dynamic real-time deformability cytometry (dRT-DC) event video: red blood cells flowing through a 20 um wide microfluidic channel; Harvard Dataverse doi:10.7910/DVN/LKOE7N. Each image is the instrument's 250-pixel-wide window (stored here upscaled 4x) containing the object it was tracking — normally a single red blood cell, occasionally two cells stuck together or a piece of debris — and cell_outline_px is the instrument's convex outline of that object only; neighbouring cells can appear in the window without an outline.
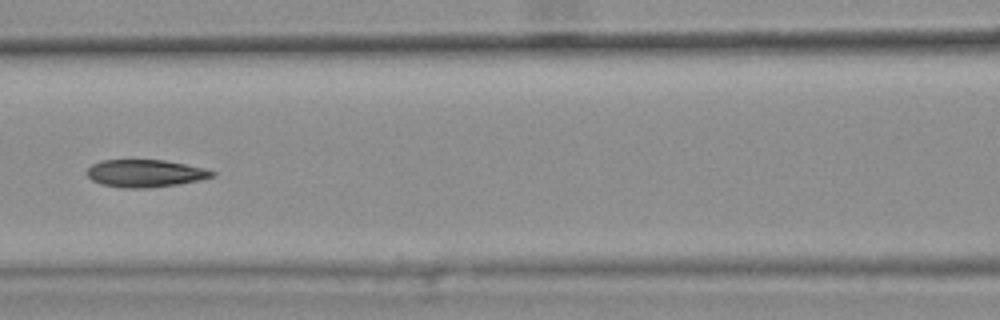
{"species": "common noctule bat (a hibernating species)", "species_latin": "Nyctalus noctula", "temperature_condition": "warm", "stored_images_in_passage": 9, "camera_frame_rate_fps": 3000, "um_per_image_px": 0.085, "animal": {"sex": "female", "body_mass_g": 25.1}, "frame": {"image": 1, "passage_image": 6, "time_ms": 1.667, "image_size_px": [1000, 320], "cell_outline_px": [[216, 176], [200, 180], [176, 184], [148, 188], [124, 188], [100, 184], [92, 180], [88, 176], [88, 168], [92, 164], [100, 160], [164, 160], [204, 168], [216, 172]], "centroid_in_image_um": [12.35, 14.73], "position_along_channel_um": 154.3, "area_um2": 20.0}}
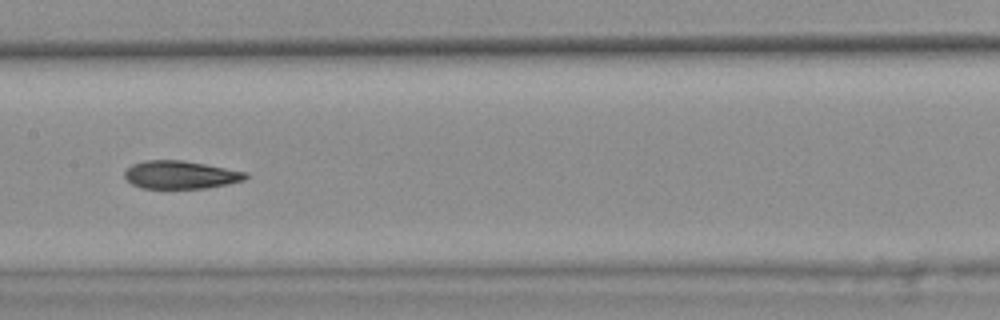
{"frame": {"image": 2, "passage_image": 7, "time_ms": 2.0, "image_size_px": [1000, 320], "cell_outline_px": [[248, 176], [244, 180], [228, 184], [208, 188], [140, 188], [132, 184], [124, 176], [124, 172], [132, 164], [144, 160], [184, 160], [248, 172]], "centroid_in_image_um": [15.35, 14.85], "position_along_channel_um": 192.0, "area_um2": 19.83}}